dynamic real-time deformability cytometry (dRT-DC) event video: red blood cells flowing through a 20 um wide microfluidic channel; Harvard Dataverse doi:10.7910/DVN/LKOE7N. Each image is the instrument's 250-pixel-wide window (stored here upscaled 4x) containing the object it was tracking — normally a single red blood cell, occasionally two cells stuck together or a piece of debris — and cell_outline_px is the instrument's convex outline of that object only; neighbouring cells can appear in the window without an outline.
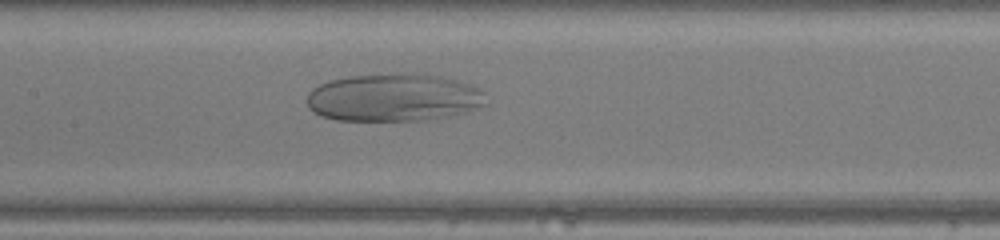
{"species": "human", "species_latin": "Homo sapiens", "temperature_condition": "warm", "stored_images_in_passage": 37, "camera_frame_rate_fps": 3000, "um_per_image_px": 0.085, "donor": {"sex": "female"}, "frame": {"image": 1, "passage_image": 11, "time_ms": 3.333, "image_size_px": [1000, 240], "cell_outline_px": [[488, 92], [484, 104], [464, 112], [448, 116], [428, 120], [336, 120], [320, 116], [312, 112], [308, 108], [308, 92], [312, 88], [328, 80], [348, 76], [388, 72], [416, 72], [440, 76], [472, 84]], "centroid_in_image_um": [33.46, 8.26], "position_along_channel_um": 173.9, "area_um2": 50.81}}
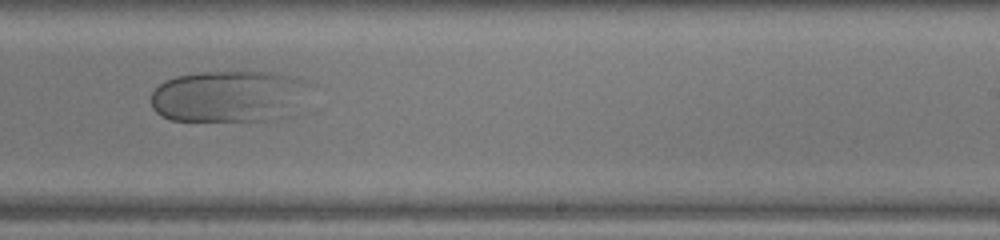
{"frame": {"image": 2, "passage_image": 18, "time_ms": 5.667, "image_size_px": [1000, 240], "cell_outline_px": [[316, 84], [292, 116], [276, 120], [172, 120], [160, 116], [152, 108], [152, 92], [164, 80], [176, 76], [200, 72], [272, 72], [300, 76]], "centroid_in_image_um": [19.6, 8.17], "position_along_channel_um": 269.4, "area_um2": 49.13}}
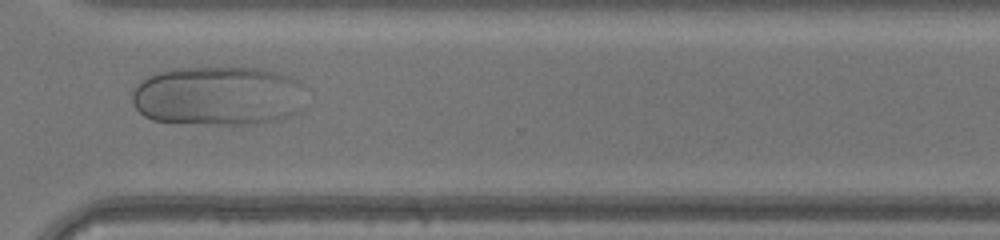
{"frame": {"image": 3, "passage_image": 24, "time_ms": 7.667, "image_size_px": [1000, 240], "cell_outline_px": [[300, 108], [296, 112], [280, 120], [252, 124], [212, 124], [152, 120], [144, 116], [136, 108], [132, 100], [132, 92], [140, 80], [156, 72], [172, 68], [256, 68], [276, 72], [300, 80]], "centroid_in_image_um": [18.48, 8.15], "position_along_channel_um": 352.1, "area_um2": 59.88}}